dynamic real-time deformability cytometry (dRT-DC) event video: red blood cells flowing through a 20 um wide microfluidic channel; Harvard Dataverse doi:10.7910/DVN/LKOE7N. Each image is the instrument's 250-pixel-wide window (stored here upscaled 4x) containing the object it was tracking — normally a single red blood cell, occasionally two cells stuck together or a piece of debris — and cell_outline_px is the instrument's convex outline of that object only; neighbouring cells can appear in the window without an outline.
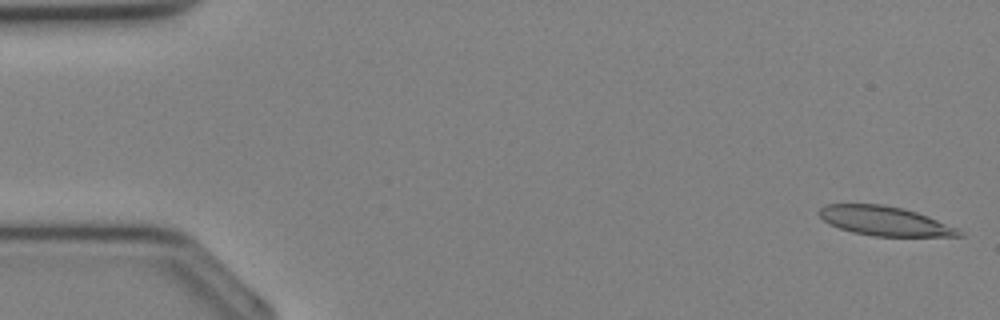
{"species": "Egyptian fruit bat (a non-hibernating species)", "species_latin": "Rousettus aegyptiacus", "temperature_condition": "cold", "stored_images_in_passage": 35, "camera_frame_rate_fps": 3000, "um_per_image_px": 0.085, "animal": {"sex": "female"}, "frame": {"image": 1, "passage_image": 1, "time_ms": 0.0, "image_size_px": [1000, 320], "cell_outline_px": [[964, 236], [872, 236], [852, 232], [828, 224], [816, 212], [820, 208], [828, 204], [880, 204], [900, 208], [916, 212], [928, 216], [956, 228], [964, 232]], "centroid_in_image_um": [75.17, 18.79], "position_along_channel_um": 9.8, "area_um2": 23.7}}
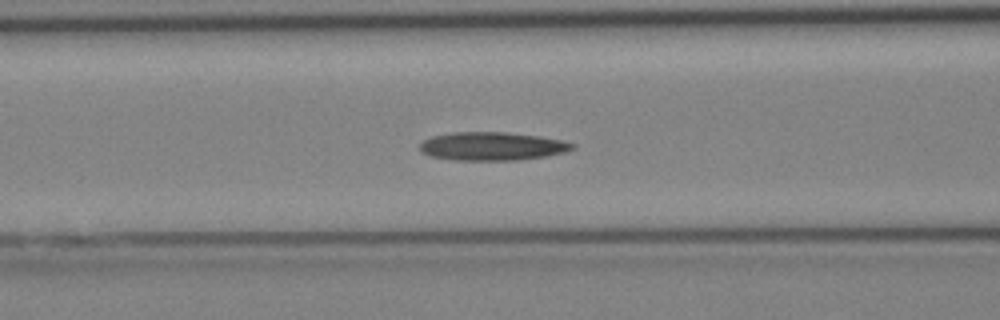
{"frame": {"image": 2, "passage_image": 14, "time_ms": 4.333, "image_size_px": [1000, 320], "cell_outline_px": [[576, 148], [564, 152], [544, 156], [516, 160], [452, 160], [428, 156], [420, 152], [420, 144], [424, 140], [432, 136], [452, 132], [508, 132], [540, 136], [564, 140], [576, 144]], "centroid_in_image_um": [41.83, 12.42], "position_along_channel_um": 124.8, "area_um2": 25.43}}
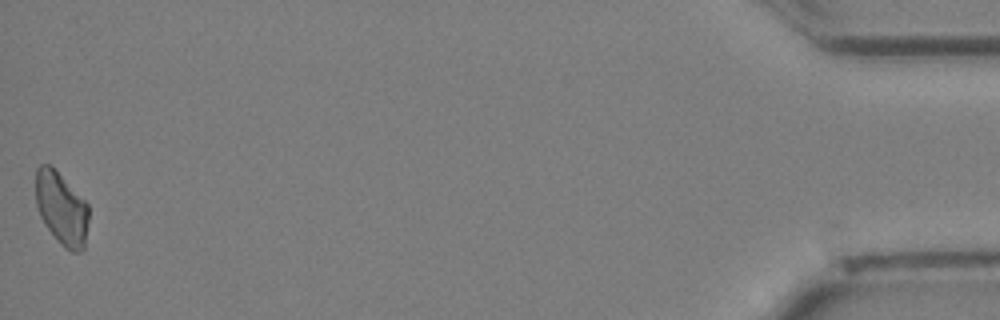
{"frame": {"image": 3, "passage_image": 35, "time_ms": 11.333, "image_size_px": [1000, 320], "cell_outline_px": [[88, 220], [84, 248], [80, 252], [72, 252], [64, 248], [60, 244], [48, 228], [40, 216], [36, 204], [36, 168], [40, 164], [48, 164], [88, 204]], "centroid_in_image_um": [5.22, 17.76], "position_along_channel_um": 430.0, "area_um2": 22.02}}